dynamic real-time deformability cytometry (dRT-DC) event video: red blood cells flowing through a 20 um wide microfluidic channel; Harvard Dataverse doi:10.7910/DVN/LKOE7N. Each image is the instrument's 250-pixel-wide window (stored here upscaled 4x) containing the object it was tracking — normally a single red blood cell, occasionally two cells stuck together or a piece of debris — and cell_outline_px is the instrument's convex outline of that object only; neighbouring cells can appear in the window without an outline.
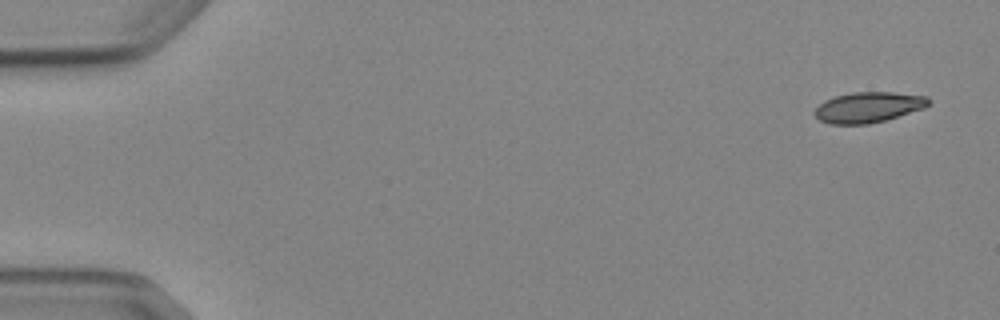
{"species": "Egyptian fruit bat (a non-hibernating species)", "species_latin": "Rousettus aegyptiacus", "temperature_condition": "cold", "stored_images_in_passage": 4, "camera_frame_rate_fps": 3000, "um_per_image_px": 0.085, "animal": {"sex": "female"}, "frame": {"image": 1, "passage_image": 1, "time_ms": 0.0, "image_size_px": [1000, 320], "cell_outline_px": [[932, 100], [924, 108], [884, 120], [868, 124], [828, 124], [820, 120], [812, 112], [824, 100], [836, 96], [852, 92], [892, 92], [928, 96]], "centroid_in_image_um": [73.8, 9.11], "position_along_channel_um": 11.2, "area_um2": 20.23}}